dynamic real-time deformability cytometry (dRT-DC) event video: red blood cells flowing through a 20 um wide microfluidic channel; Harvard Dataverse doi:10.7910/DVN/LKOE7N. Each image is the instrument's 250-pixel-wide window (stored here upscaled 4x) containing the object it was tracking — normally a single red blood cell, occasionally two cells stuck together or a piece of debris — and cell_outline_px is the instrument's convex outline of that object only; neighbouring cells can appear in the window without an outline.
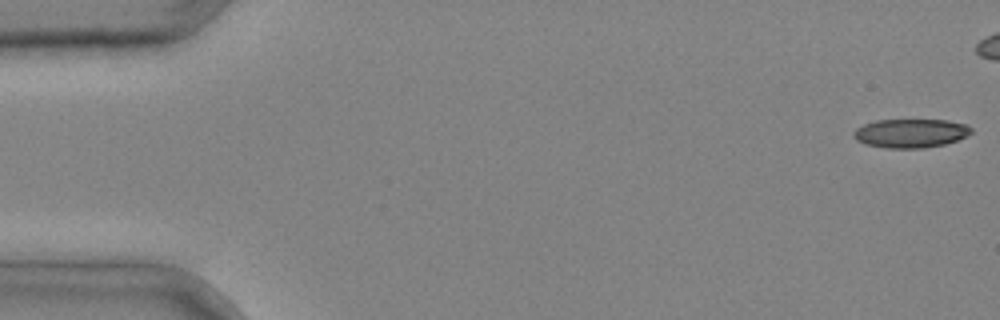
{"species": "common noctule bat (a hibernating species)", "species_latin": "Nyctalus noctula", "temperature_condition": "cold", "stored_images_in_passage": 5, "camera_frame_rate_fps": 3000, "um_per_image_px": 0.085, "animal": {"sex": "male", "body_mass_g": 20.4}, "frame": {"image": 1, "passage_image": 1, "time_ms": 0.0, "image_size_px": [1000, 320], "cell_outline_px": [[972, 132], [956, 140], [944, 144], [924, 148], [884, 148], [864, 144], [856, 140], [852, 136], [852, 132], [856, 128], [864, 124], [876, 120], [948, 120], [968, 124], [972, 128]], "centroid_in_image_um": [77.37, 11.32], "position_along_channel_um": 7.6, "area_um2": 19.88}}
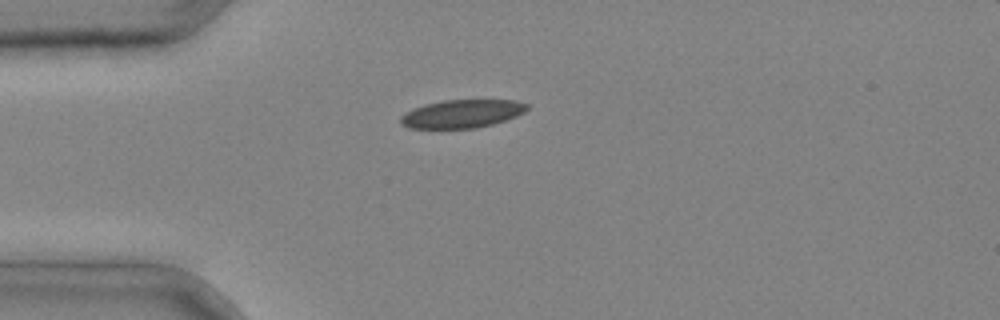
{"frame": {"image": 2, "passage_image": 5, "time_ms": 1.333, "image_size_px": [1000, 320], "cell_outline_px": [[528, 108], [524, 112], [516, 116], [492, 124], [476, 128], [408, 128], [400, 124], [400, 116], [412, 108], [424, 104], [444, 100], [516, 100], [528, 104]], "centroid_in_image_um": [39.24, 9.66], "position_along_channel_um": 45.8, "area_um2": 20.81}}